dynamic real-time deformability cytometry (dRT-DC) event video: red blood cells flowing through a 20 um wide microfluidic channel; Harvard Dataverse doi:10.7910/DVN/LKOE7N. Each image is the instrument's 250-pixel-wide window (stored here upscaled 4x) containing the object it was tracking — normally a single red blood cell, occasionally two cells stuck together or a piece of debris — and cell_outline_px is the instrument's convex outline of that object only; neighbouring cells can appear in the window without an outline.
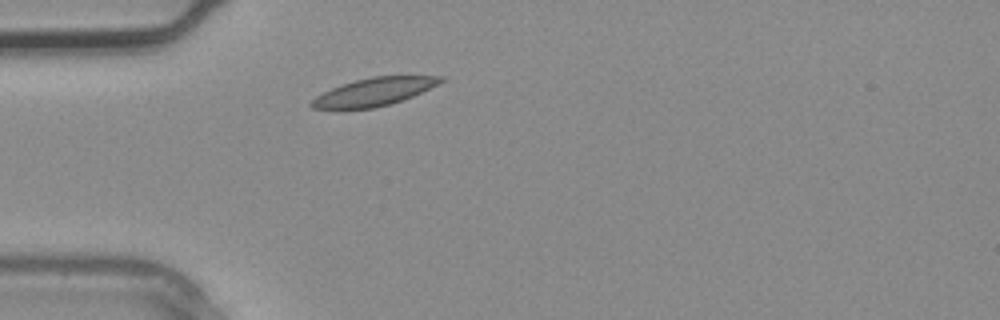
{"species": "common noctule bat (a hibernating species)", "species_latin": "Nyctalus noctula", "temperature_condition": "warm", "stored_images_in_passage": 1, "camera_frame_rate_fps": 3000, "um_per_image_px": 0.085, "animal": {"sex": "male", "body_mass_g": 20.4}, "frame": {"image": 1, "passage_image": 1, "time_ms": 0.0, "image_size_px": [1000, 320], "cell_outline_px": [[444, 80], [412, 96], [388, 104], [372, 108], [312, 108], [308, 104], [316, 96], [332, 88], [356, 80], [372, 76], [444, 76]], "centroid_in_image_um": [31.76, 7.79], "position_along_channel_um": 53.2, "area_um2": 20.29}}